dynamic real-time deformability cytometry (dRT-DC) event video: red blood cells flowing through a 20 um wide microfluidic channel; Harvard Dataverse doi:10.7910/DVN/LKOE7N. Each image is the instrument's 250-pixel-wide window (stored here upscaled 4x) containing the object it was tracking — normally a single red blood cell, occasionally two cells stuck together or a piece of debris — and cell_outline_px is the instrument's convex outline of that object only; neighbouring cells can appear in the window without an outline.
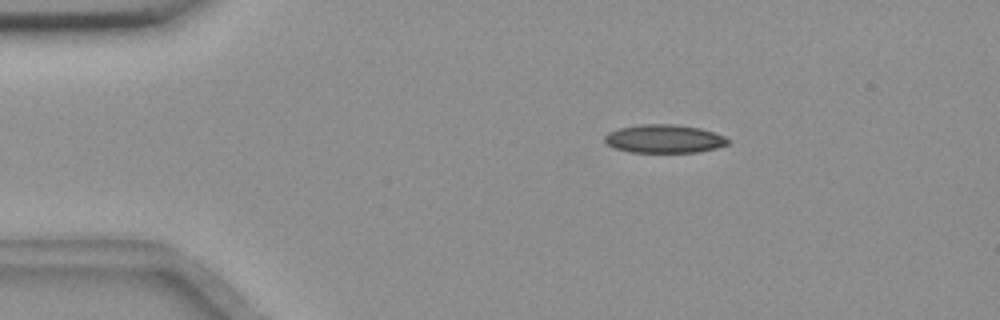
{"species": "common noctule bat (a hibernating species)", "species_latin": "Nyctalus noctula", "temperature_condition": "room temperature", "stored_images_in_passage": 48, "camera_frame_rate_fps": 3000, "um_per_image_px": 0.085, "animal": {"sex": "female", "body_mass_g": 18.4}, "frame": {"image": 1, "passage_image": 1, "time_ms": 0.0, "image_size_px": [1000, 320], "cell_outline_px": [[728, 144], [716, 148], [696, 152], [628, 152], [616, 148], [608, 144], [604, 140], [604, 136], [608, 132], [620, 128], [640, 124], [672, 124], [700, 128], [724, 136], [728, 140]], "centroid_in_image_um": [56.43, 11.79], "position_along_channel_um": 28.6, "area_um2": 20.17}}
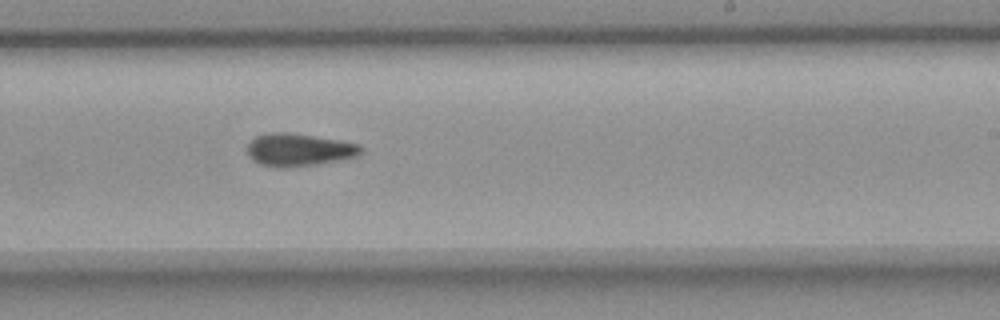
{"frame": {"image": 2, "passage_image": 25, "time_ms": 8.0, "image_size_px": [1000, 320], "cell_outline_px": [[364, 148], [360, 156], [316, 164], [280, 168], [260, 164], [252, 160], [248, 156], [248, 144], [256, 136], [272, 132], [288, 132], [340, 140], [360, 144]], "centroid_in_image_um": [25.43, 12.73], "position_along_channel_um": 263.6, "area_um2": 21.68}}
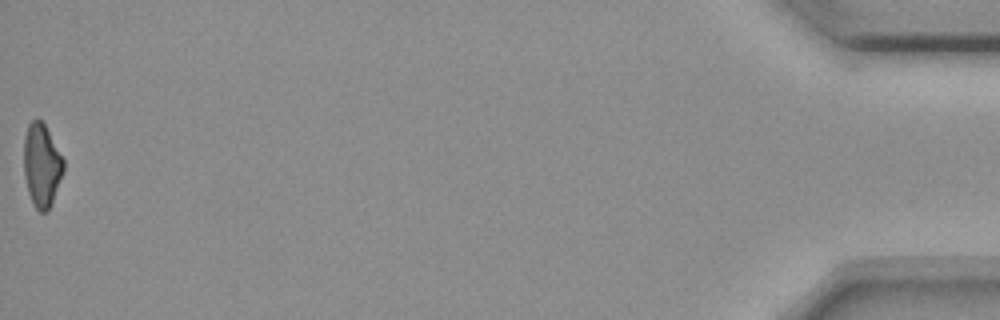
{"frame": {"image": 3, "passage_image": 47, "time_ms": 15.333, "image_size_px": [1000, 320], "cell_outline_px": [[64, 172], [48, 212], [40, 212], [32, 204], [28, 192], [24, 176], [24, 136], [28, 124], [36, 116], [44, 124], [64, 160]], "centroid_in_image_um": [3.54, 14.06], "position_along_channel_um": 431.7, "area_um2": 19.36}, "authors_computed_cell_mechanics": {"area_um2": 20.6057, "velocity_mm_per_s": 3.6546, "shape_relaxation_time_tau1_ms": null, "shape_relaxation_time_tau2_ms": 11.069, "deformation_change_tau1": null, "deformation_change_tau2": 0.2026}}